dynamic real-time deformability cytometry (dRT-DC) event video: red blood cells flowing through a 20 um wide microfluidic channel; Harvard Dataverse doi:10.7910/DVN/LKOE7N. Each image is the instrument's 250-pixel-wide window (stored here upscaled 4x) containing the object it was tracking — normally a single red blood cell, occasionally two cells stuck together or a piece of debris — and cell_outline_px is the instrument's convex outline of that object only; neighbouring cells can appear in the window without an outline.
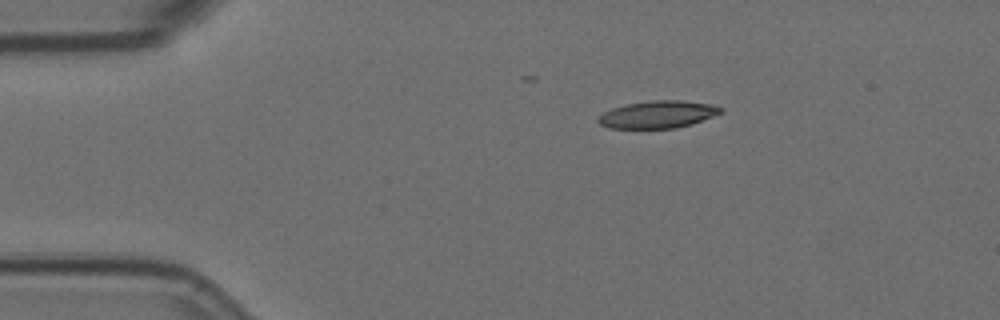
{"species": "Egyptian fruit bat (a non-hibernating species)", "species_latin": "Rousettus aegyptiacus", "temperature_condition": "room temperature", "stored_images_in_passage": 3, "camera_frame_rate_fps": 3000, "um_per_image_px": 0.085, "animal": {"sex": "female"}, "frame": {"image": 1, "passage_image": 1, "time_ms": 0.0, "image_size_px": [1000, 320], "cell_outline_px": [[724, 112], [692, 124], [676, 128], [612, 128], [600, 124], [596, 120], [604, 112], [612, 108], [628, 104], [652, 100], [680, 100], [712, 104], [724, 108]], "centroid_in_image_um": [55.96, 9.72], "position_along_channel_um": 29.0, "area_um2": 19.48}}